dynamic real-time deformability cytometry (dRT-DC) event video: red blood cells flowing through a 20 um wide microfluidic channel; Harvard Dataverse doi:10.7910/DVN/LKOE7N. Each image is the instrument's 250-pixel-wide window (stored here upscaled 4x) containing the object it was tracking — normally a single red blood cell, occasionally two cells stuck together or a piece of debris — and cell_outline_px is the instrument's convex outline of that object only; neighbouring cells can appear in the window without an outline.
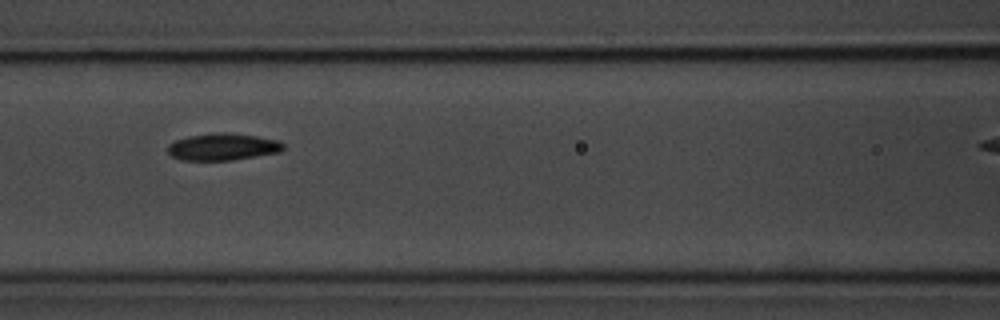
{"species": "common noctule bat (a hibernating species)", "species_latin": "Nyctalus noctula", "temperature_condition": "room temperature", "stored_images_in_passage": 13, "camera_frame_rate_fps": 3000, "um_per_image_px": 0.085, "animal": {"sex": "male", "body_mass_g": 20.1, "forearm_length_mm": 53.5}, "frame": {"image": 1, "passage_image": 4, "time_ms": 3.333, "image_size_px": [1000, 320], "cell_outline_px": [[284, 148], [280, 152], [232, 160], [180, 160], [172, 156], [168, 152], [168, 144], [176, 140], [188, 136], [212, 132], [228, 132], [256, 136], [280, 140], [284, 144]], "centroid_in_image_um": [18.94, 12.47], "position_along_channel_um": 147.7, "area_um2": 18.32}, "authors_computed_cell_mechanics": {"area_um2": 18.0914, "velocity_mm_per_s": 3.4641, "shape_relaxation_time_tau1_ms": 2.8917, "shape_relaxation_time_tau2_ms": 4.4332, "deformation_change_tau1": 0.1064, "deformation_change_tau2": 0.0788}}